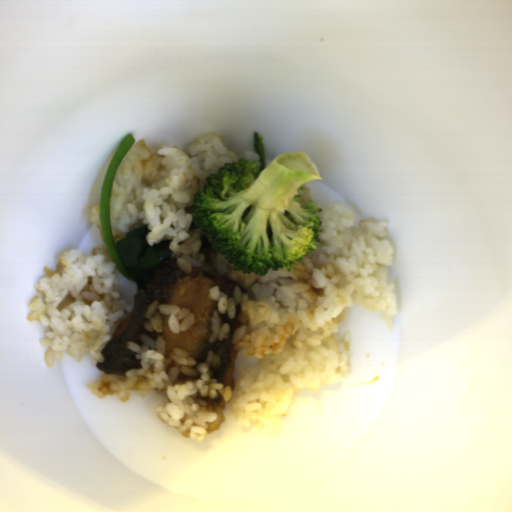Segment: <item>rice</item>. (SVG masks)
Wrapping results in <instances>:
<instances>
[{
  "mask_svg": "<svg viewBox=\"0 0 512 512\" xmlns=\"http://www.w3.org/2000/svg\"><path fill=\"white\" fill-rule=\"evenodd\" d=\"M300 199L303 205H306L309 201H312L310 198V188H307L304 184L301 190H299Z\"/></svg>",
  "mask_w": 512,
  "mask_h": 512,
  "instance_id": "obj_5",
  "label": "rice"
},
{
  "mask_svg": "<svg viewBox=\"0 0 512 512\" xmlns=\"http://www.w3.org/2000/svg\"><path fill=\"white\" fill-rule=\"evenodd\" d=\"M93 255L71 249L59 258L56 269L43 266L26 316L50 328L39 344L46 350V367L69 354L77 362L91 356L105 362L104 347L115 330L132 313L135 304L120 293V280L105 243Z\"/></svg>",
  "mask_w": 512,
  "mask_h": 512,
  "instance_id": "obj_2",
  "label": "rice"
},
{
  "mask_svg": "<svg viewBox=\"0 0 512 512\" xmlns=\"http://www.w3.org/2000/svg\"><path fill=\"white\" fill-rule=\"evenodd\" d=\"M239 159L257 160L251 151L238 154L226 148L220 136L208 132L186 151L162 145L153 153L138 140L122 158L111 183L109 224L114 242L130 231L147 226L149 246L171 241L168 259L186 273L202 269L208 274L230 279L238 286L231 297L219 286L208 296L217 302L212 313L208 342L228 337L231 326L221 325L219 314L230 319L240 304L241 325L232 345L245 357H256L259 368H240L233 375L234 390L224 386L211 373L219 368L221 356L212 349L204 362H197L188 351L175 347L166 358V343L140 333L142 345L128 341L126 348L136 352L141 368L125 375L103 373L87 389L98 398L117 395L122 403L133 394L141 398L153 393L163 400L155 407L158 419L184 438L203 442L226 422L222 408L213 409L205 397L218 395L229 405L242 429L253 428L276 436L282 432L297 390L318 392L320 385L336 384L352 375L344 340L337 342L345 309L361 306L379 311L386 328L393 329L397 317L395 283H387L388 268L395 250L387 236L389 224L376 218H363L354 228L356 215L345 205H324L317 217L322 221L316 250L298 264L267 271H234L218 250H201L202 227L191 213L198 190H206V178L225 163Z\"/></svg>",
  "mask_w": 512,
  "mask_h": 512,
  "instance_id": "obj_1",
  "label": "rice"
},
{
  "mask_svg": "<svg viewBox=\"0 0 512 512\" xmlns=\"http://www.w3.org/2000/svg\"><path fill=\"white\" fill-rule=\"evenodd\" d=\"M162 315L167 317L168 327L172 334L186 332L195 323V315L188 308H181L173 303H160V300H154L150 303L143 314L145 321L144 329L150 332H163Z\"/></svg>",
  "mask_w": 512,
  "mask_h": 512,
  "instance_id": "obj_3",
  "label": "rice"
},
{
  "mask_svg": "<svg viewBox=\"0 0 512 512\" xmlns=\"http://www.w3.org/2000/svg\"><path fill=\"white\" fill-rule=\"evenodd\" d=\"M100 208H101V203L91 206V208H90V213H91L90 220H91V222H93L95 224V226H96V228H97L101 238L104 239L103 233H102V227H101Z\"/></svg>",
  "mask_w": 512,
  "mask_h": 512,
  "instance_id": "obj_4",
  "label": "rice"
}]
</instances>
